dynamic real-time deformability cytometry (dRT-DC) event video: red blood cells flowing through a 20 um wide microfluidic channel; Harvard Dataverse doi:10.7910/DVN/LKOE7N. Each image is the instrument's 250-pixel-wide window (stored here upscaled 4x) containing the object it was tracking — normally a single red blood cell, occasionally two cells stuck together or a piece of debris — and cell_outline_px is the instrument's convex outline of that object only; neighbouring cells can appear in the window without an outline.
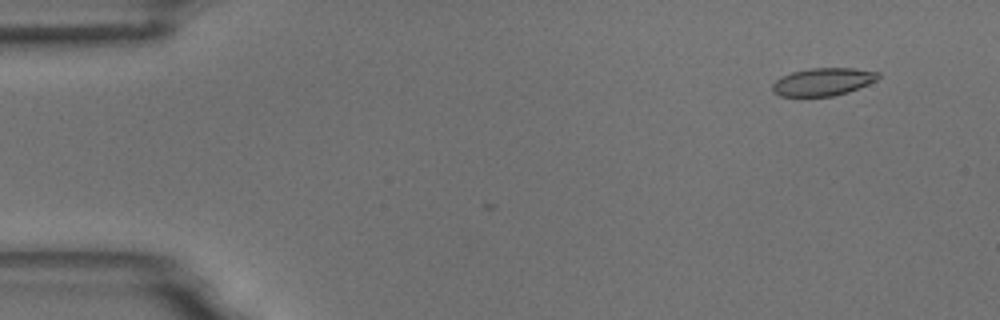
{"species": "common noctule bat (a hibernating species)", "species_latin": "Nyctalus noctula", "temperature_condition": "room temperature", "stored_images_in_passage": 4, "camera_frame_rate_fps": 3000, "um_per_image_px": 0.085, "animal": {"sex": "male", "body_mass_g": 18.8}, "frame": {"image": 1, "passage_image": 1, "time_ms": 0.0, "image_size_px": [1000, 320], "cell_outline_px": [[880, 76], [876, 80], [868, 84], [848, 92], [832, 96], [780, 96], [772, 92], [772, 84], [780, 76], [792, 72], [808, 68], [852, 68], [880, 72]], "centroid_in_image_um": [69.93, 6.95], "position_along_channel_um": 15.1, "area_um2": 17.17}}